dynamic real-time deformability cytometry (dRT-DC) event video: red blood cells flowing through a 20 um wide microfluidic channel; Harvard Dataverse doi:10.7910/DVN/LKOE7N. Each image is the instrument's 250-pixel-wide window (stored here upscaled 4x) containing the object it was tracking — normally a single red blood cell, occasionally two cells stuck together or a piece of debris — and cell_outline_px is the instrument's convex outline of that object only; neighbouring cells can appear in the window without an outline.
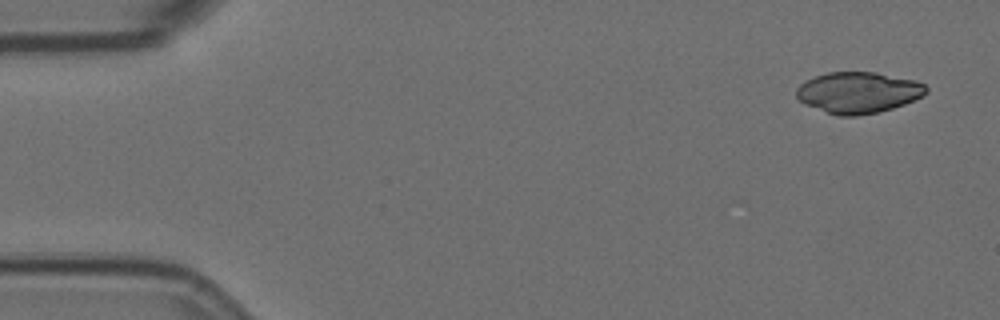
{"species": "Egyptian fruit bat (a non-hibernating species)", "species_latin": "Rousettus aegyptiacus", "temperature_condition": "room temperature", "stored_images_in_passage": 4, "camera_frame_rate_fps": 3000, "um_per_image_px": 0.085, "animal": {"sex": "female"}, "frame": {"image": 1, "passage_image": 1, "time_ms": 0.0, "image_size_px": [1000, 320], "cell_outline_px": [[928, 92], [924, 96], [904, 104], [880, 112], [856, 116], [840, 116], [804, 104], [796, 96], [796, 88], [800, 84], [816, 76], [828, 72], [876, 72], [916, 80], [924, 84], [928, 88]], "centroid_in_image_um": [72.99, 7.86], "position_along_channel_um": 12.0, "area_um2": 31.15}}